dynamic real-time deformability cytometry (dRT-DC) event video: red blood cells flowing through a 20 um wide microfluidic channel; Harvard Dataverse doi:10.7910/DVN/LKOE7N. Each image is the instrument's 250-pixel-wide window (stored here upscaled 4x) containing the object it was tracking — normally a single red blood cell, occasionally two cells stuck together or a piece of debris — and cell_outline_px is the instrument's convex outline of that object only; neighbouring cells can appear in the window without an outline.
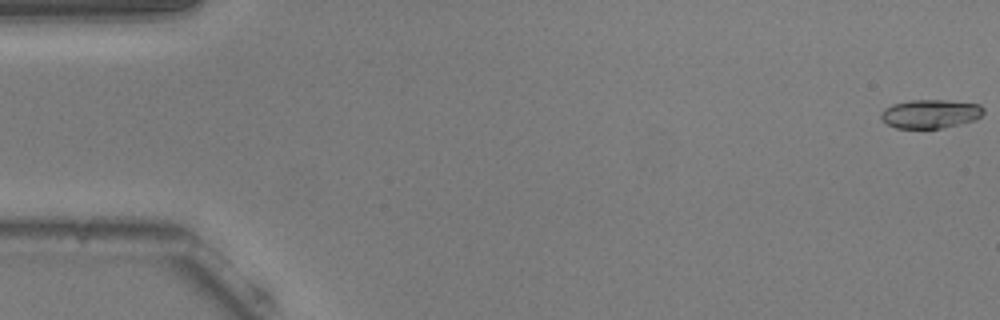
{"species": "common noctule bat (a hibernating species)", "species_latin": "Nyctalus noctula", "temperature_condition": "warm", "stored_images_in_passage": 54, "camera_frame_rate_fps": 3000, "um_per_image_px": 0.085, "animal": {"sex": "male", "body_mass_g": 20.5, "forearm_length_mm": 52.5}, "frame": {"image": 1, "passage_image": 1, "time_ms": 0.0, "image_size_px": [1000, 320], "cell_outline_px": [[984, 112], [976, 120], [940, 128], [896, 128], [888, 124], [880, 116], [880, 112], [884, 108], [892, 104], [908, 100], [944, 100], [980, 104], [984, 108]], "centroid_in_image_um": [79.08, 9.66], "position_along_channel_um": 5.9, "area_um2": 17.17}}
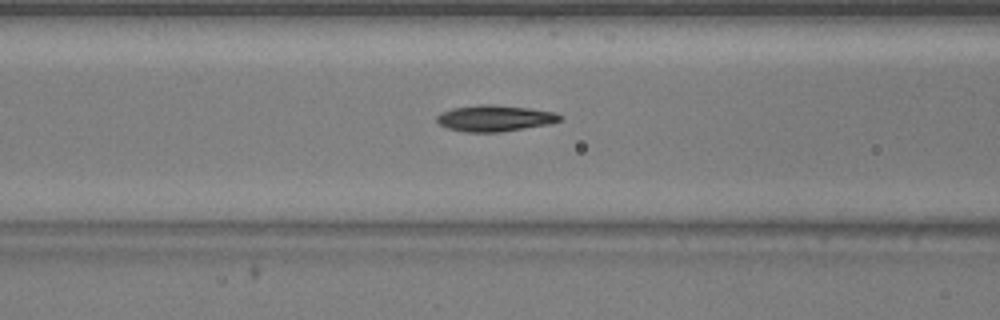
{"frame": {"image": 2, "passage_image": 22, "time_ms": 7.0, "image_size_px": [1000, 320], "cell_outline_px": [[564, 120], [548, 124], [500, 132], [464, 132], [448, 128], [440, 124], [436, 120], [436, 116], [440, 112], [452, 108], [480, 104], [492, 104], [528, 108], [556, 112], [564, 116]], "centroid_in_image_um": [42.07, 10.04], "position_along_channel_um": 124.5, "area_um2": 18.96}}
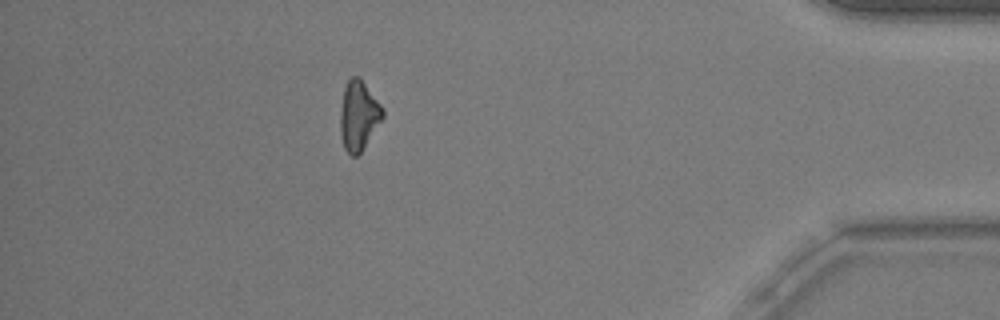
{"frame": {"image": 3, "passage_image": 48, "time_ms": 15.667, "image_size_px": [1000, 320], "cell_outline_px": [[384, 116], [360, 152], [356, 156], [352, 156], [344, 148], [340, 132], [340, 112], [344, 88], [348, 80], [352, 76], [360, 76], [384, 108]], "centroid_in_image_um": [30.48, 9.78], "position_along_channel_um": 404.7, "area_um2": 17.11}, "authors_computed_cell_mechanics": {"area_um2": 17.6868, "velocity_mm_per_s": 3.7819, "shape_relaxation_time_tau1_ms": 4.0944, "shape_relaxation_time_tau2_ms": null, "deformation_change_tau1": 0.1321, "deformation_change_tau2": null}}